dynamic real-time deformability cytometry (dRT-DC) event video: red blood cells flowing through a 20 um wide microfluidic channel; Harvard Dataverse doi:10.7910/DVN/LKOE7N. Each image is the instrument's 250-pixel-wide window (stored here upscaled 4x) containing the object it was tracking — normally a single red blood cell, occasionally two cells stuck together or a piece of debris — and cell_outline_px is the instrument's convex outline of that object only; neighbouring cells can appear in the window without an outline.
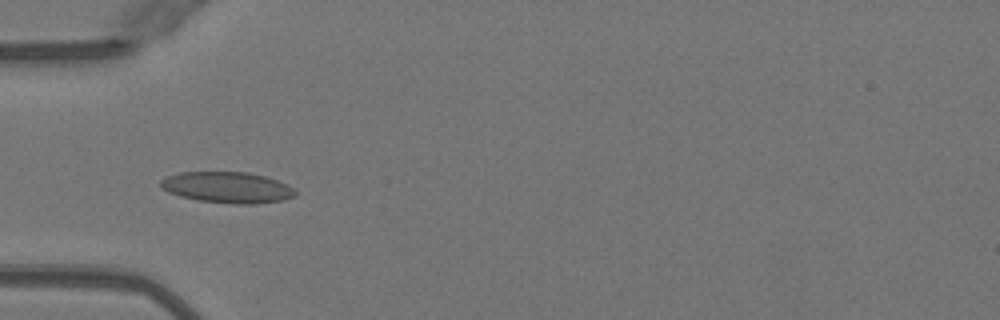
{"species": "Egyptian fruit bat (a non-hibernating species)", "species_latin": "Rousettus aegyptiacus", "temperature_condition": "warm", "stored_images_in_passage": 50, "camera_frame_rate_fps": 3000, "um_per_image_px": 0.085, "animal": {"sex": "female"}, "frame": {"image": 1, "passage_image": 16, "time_ms": 5.0, "image_size_px": [1000, 320], "cell_outline_px": [[296, 196], [280, 200], [256, 204], [236, 204], [196, 200], [180, 196], [168, 192], [160, 188], [160, 180], [168, 176], [180, 172], [248, 172], [264, 176], [276, 180], [292, 188], [296, 192]], "centroid_in_image_um": [19.28, 15.93], "position_along_channel_um": 65.7, "area_um2": 24.28}}
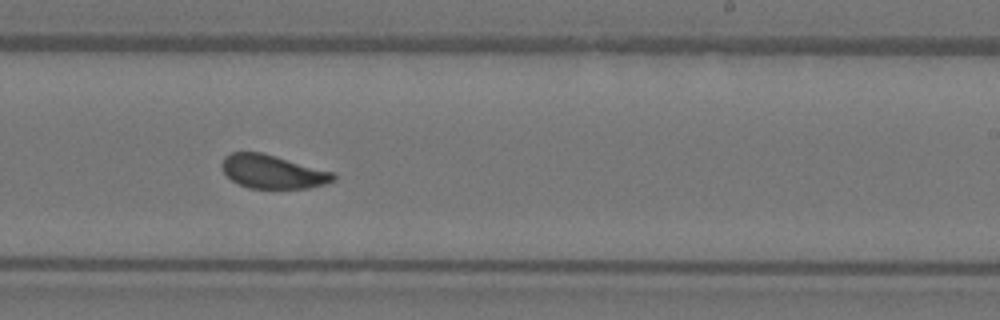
{"frame": {"image": 2, "passage_image": 31, "time_ms": 10.0, "image_size_px": [1000, 320], "cell_outline_px": [[336, 180], [328, 184], [308, 188], [248, 188], [232, 180], [224, 172], [220, 164], [224, 156], [232, 152], [260, 152], [276, 156], [336, 172]], "centroid_in_image_um": [23.23, 14.59], "position_along_channel_um": 265.8, "area_um2": 22.02}}
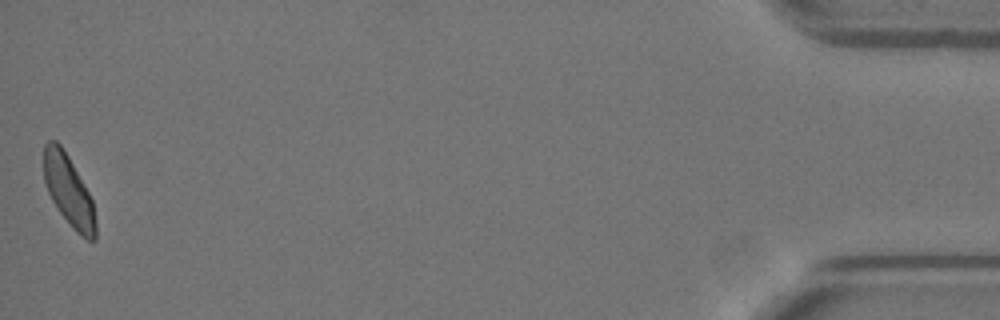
{"frame": {"image": 3, "passage_image": 50, "time_ms": 16.333, "image_size_px": [1000, 320], "cell_outline_px": [[96, 240], [88, 240], [76, 232], [72, 228], [60, 212], [52, 200], [48, 192], [44, 180], [44, 144], [48, 140], [56, 140], [60, 144], [68, 156], [84, 184], [92, 200], [96, 220]], "centroid_in_image_um": [5.83, 16.22], "position_along_channel_um": 429.4, "area_um2": 21.21}, "authors_computed_cell_mechanics": {"area_um2": 22.6287, "velocity_mm_per_s": 4.0279, "shape_relaxation_time_tau1_ms": 4.1144, "shape_relaxation_time_tau2_ms": 0.7566, "deformation_change_tau1": 0.1249, "deformation_change_tau2": 0.0707}}